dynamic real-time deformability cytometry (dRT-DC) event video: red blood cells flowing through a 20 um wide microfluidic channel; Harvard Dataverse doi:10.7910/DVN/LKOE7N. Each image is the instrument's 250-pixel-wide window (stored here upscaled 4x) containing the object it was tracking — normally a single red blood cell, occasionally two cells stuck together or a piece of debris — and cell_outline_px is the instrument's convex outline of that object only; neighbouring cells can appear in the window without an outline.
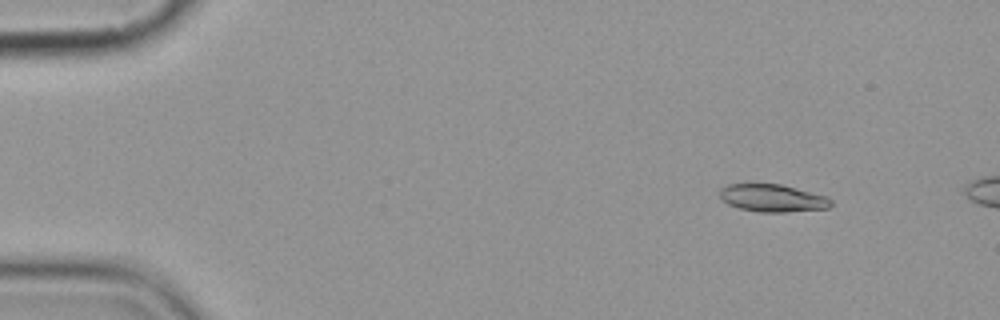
{"species": "common noctule bat (a hibernating species)", "species_latin": "Nyctalus noctula", "temperature_condition": "cold", "stored_images_in_passage": 3, "camera_frame_rate_fps": 3000, "um_per_image_px": 0.085, "animal": {"sex": "female", "body_mass_g": 19.9}, "frame": {"image": 1, "passage_image": 1, "time_ms": 0.0, "image_size_px": [1000, 320], "cell_outline_px": [[832, 204], [828, 208], [784, 212], [760, 212], [740, 208], [728, 204], [720, 196], [720, 188], [728, 184], [780, 184], [828, 196], [832, 200]], "centroid_in_image_um": [65.69, 16.83], "position_along_channel_um": 19.3, "area_um2": 17.74}}